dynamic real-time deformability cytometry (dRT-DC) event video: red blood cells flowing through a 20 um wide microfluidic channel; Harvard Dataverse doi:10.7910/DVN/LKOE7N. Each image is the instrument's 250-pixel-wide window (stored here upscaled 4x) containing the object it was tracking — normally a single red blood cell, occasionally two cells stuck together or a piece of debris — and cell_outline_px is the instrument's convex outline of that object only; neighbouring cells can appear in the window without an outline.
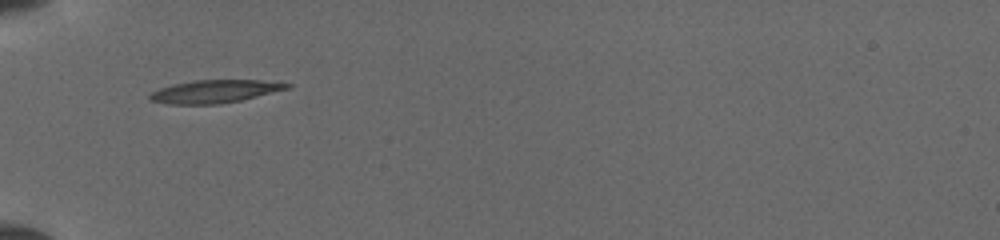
{"species": "common noctule bat (a hibernating species)", "species_latin": "Nyctalus noctula", "temperature_condition": "cold", "stored_images_in_passage": 35, "camera_frame_rate_fps": 3000, "um_per_image_px": 0.085, "animal": {"sex": "female", "body_mass_g": 19.5, "forearm_length_mm": 54.1}, "frame": {"image": 1, "passage_image": 1, "time_ms": 0.0, "image_size_px": [1000, 240], "cell_outline_px": [[292, 88], [240, 100], [220, 104], [164, 104], [152, 100], [148, 96], [152, 92], [160, 88], [176, 84], [196, 80], [260, 80], [292, 84]], "centroid_in_image_um": [18.29, 7.77], "position_along_channel_um": 66.7, "area_um2": 18.15}}
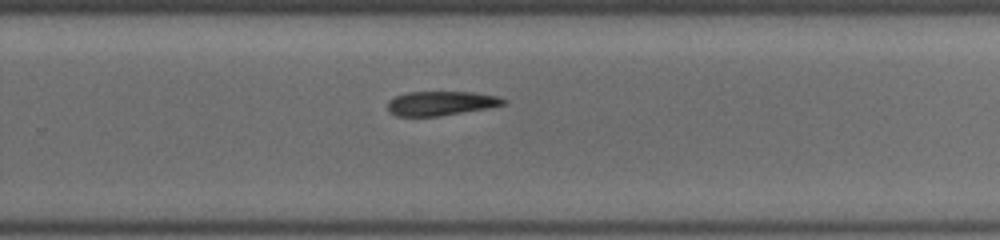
{"frame": {"image": 2, "passage_image": 13, "time_ms": 5.667, "image_size_px": [1000, 240], "cell_outline_px": [[504, 104], [484, 108], [440, 116], [396, 116], [388, 112], [388, 100], [396, 96], [408, 92], [472, 92], [496, 96], [504, 100]], "centroid_in_image_um": [37.38, 8.78], "position_along_channel_um": 292.4, "area_um2": 16.07}}
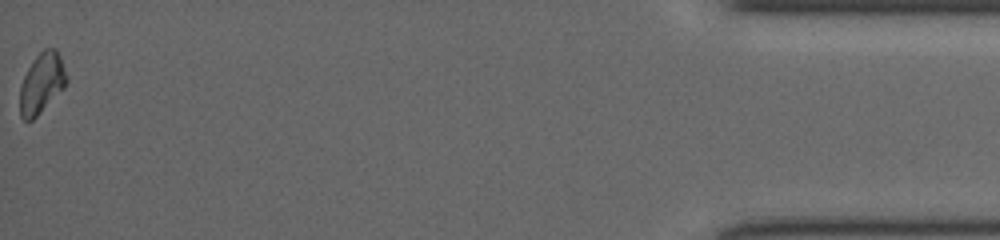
{"frame": {"image": 3, "passage_image": 35, "time_ms": 11.0, "image_size_px": [1000, 240], "cell_outline_px": [[68, 80], [64, 88], [32, 120], [24, 120], [20, 116], [20, 88], [24, 76], [28, 68], [36, 56], [44, 48], [56, 48], [60, 56], [68, 76]], "centroid_in_image_um": [3.56, 7.05], "position_along_channel_um": 431.6, "area_um2": 16.3}}